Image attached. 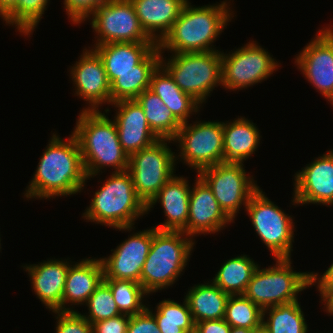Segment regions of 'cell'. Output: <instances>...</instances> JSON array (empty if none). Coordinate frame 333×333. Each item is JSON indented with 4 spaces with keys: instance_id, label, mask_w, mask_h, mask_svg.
I'll return each instance as SVG.
<instances>
[{
    "instance_id": "1",
    "label": "cell",
    "mask_w": 333,
    "mask_h": 333,
    "mask_svg": "<svg viewBox=\"0 0 333 333\" xmlns=\"http://www.w3.org/2000/svg\"><path fill=\"white\" fill-rule=\"evenodd\" d=\"M86 177L75 135L72 133L65 141L53 133L23 194L29 200L69 196L83 190Z\"/></svg>"
},
{
    "instance_id": "2",
    "label": "cell",
    "mask_w": 333,
    "mask_h": 333,
    "mask_svg": "<svg viewBox=\"0 0 333 333\" xmlns=\"http://www.w3.org/2000/svg\"><path fill=\"white\" fill-rule=\"evenodd\" d=\"M227 0L220 4L194 7L188 1L170 31L157 43L162 52L195 53L218 51L212 47L218 35L234 17ZM231 10V11H230Z\"/></svg>"
},
{
    "instance_id": "3",
    "label": "cell",
    "mask_w": 333,
    "mask_h": 333,
    "mask_svg": "<svg viewBox=\"0 0 333 333\" xmlns=\"http://www.w3.org/2000/svg\"><path fill=\"white\" fill-rule=\"evenodd\" d=\"M72 133L80 146L86 180L107 166L115 172L128 170L129 156L120 144L115 121L102 111L81 110Z\"/></svg>"
},
{
    "instance_id": "4",
    "label": "cell",
    "mask_w": 333,
    "mask_h": 333,
    "mask_svg": "<svg viewBox=\"0 0 333 333\" xmlns=\"http://www.w3.org/2000/svg\"><path fill=\"white\" fill-rule=\"evenodd\" d=\"M110 175L94 193L82 217L120 231H132L135 220L148 214L147 206L137 196L128 170Z\"/></svg>"
},
{
    "instance_id": "5",
    "label": "cell",
    "mask_w": 333,
    "mask_h": 333,
    "mask_svg": "<svg viewBox=\"0 0 333 333\" xmlns=\"http://www.w3.org/2000/svg\"><path fill=\"white\" fill-rule=\"evenodd\" d=\"M195 241L181 231L157 230L142 267L140 284L150 295L177 281L187 266Z\"/></svg>"
},
{
    "instance_id": "6",
    "label": "cell",
    "mask_w": 333,
    "mask_h": 333,
    "mask_svg": "<svg viewBox=\"0 0 333 333\" xmlns=\"http://www.w3.org/2000/svg\"><path fill=\"white\" fill-rule=\"evenodd\" d=\"M275 266L254 271L243 294L262 310L298 300L297 294L311 287V272H296L291 258H276Z\"/></svg>"
},
{
    "instance_id": "7",
    "label": "cell",
    "mask_w": 333,
    "mask_h": 333,
    "mask_svg": "<svg viewBox=\"0 0 333 333\" xmlns=\"http://www.w3.org/2000/svg\"><path fill=\"white\" fill-rule=\"evenodd\" d=\"M162 53L160 65L183 92L201 105L215 86L222 85L221 51L173 53L167 61Z\"/></svg>"
},
{
    "instance_id": "8",
    "label": "cell",
    "mask_w": 333,
    "mask_h": 333,
    "mask_svg": "<svg viewBox=\"0 0 333 333\" xmlns=\"http://www.w3.org/2000/svg\"><path fill=\"white\" fill-rule=\"evenodd\" d=\"M171 141L159 139L129 156L128 171L137 196L146 206L175 175L176 154L167 145Z\"/></svg>"
},
{
    "instance_id": "9",
    "label": "cell",
    "mask_w": 333,
    "mask_h": 333,
    "mask_svg": "<svg viewBox=\"0 0 333 333\" xmlns=\"http://www.w3.org/2000/svg\"><path fill=\"white\" fill-rule=\"evenodd\" d=\"M259 188L249 199L245 211L257 233L276 258H291L294 242L293 218L268 199Z\"/></svg>"
},
{
    "instance_id": "10",
    "label": "cell",
    "mask_w": 333,
    "mask_h": 333,
    "mask_svg": "<svg viewBox=\"0 0 333 333\" xmlns=\"http://www.w3.org/2000/svg\"><path fill=\"white\" fill-rule=\"evenodd\" d=\"M179 146L181 161L197 173L224 162L223 122L184 123L173 139ZM184 160V161H183Z\"/></svg>"
},
{
    "instance_id": "11",
    "label": "cell",
    "mask_w": 333,
    "mask_h": 333,
    "mask_svg": "<svg viewBox=\"0 0 333 333\" xmlns=\"http://www.w3.org/2000/svg\"><path fill=\"white\" fill-rule=\"evenodd\" d=\"M243 166V163L222 162L198 173L211 188L220 208L233 222L242 205L246 207L251 196L260 188Z\"/></svg>"
},
{
    "instance_id": "12",
    "label": "cell",
    "mask_w": 333,
    "mask_h": 333,
    "mask_svg": "<svg viewBox=\"0 0 333 333\" xmlns=\"http://www.w3.org/2000/svg\"><path fill=\"white\" fill-rule=\"evenodd\" d=\"M230 53L221 52L222 86L226 90H243L261 83L279 67L272 55L256 41H250Z\"/></svg>"
},
{
    "instance_id": "13",
    "label": "cell",
    "mask_w": 333,
    "mask_h": 333,
    "mask_svg": "<svg viewBox=\"0 0 333 333\" xmlns=\"http://www.w3.org/2000/svg\"><path fill=\"white\" fill-rule=\"evenodd\" d=\"M88 18L97 34L96 44L155 43L143 30L131 0H105Z\"/></svg>"
},
{
    "instance_id": "14",
    "label": "cell",
    "mask_w": 333,
    "mask_h": 333,
    "mask_svg": "<svg viewBox=\"0 0 333 333\" xmlns=\"http://www.w3.org/2000/svg\"><path fill=\"white\" fill-rule=\"evenodd\" d=\"M93 49L103 60L110 84L121 73L154 72L160 65L156 43L113 42L94 45Z\"/></svg>"
},
{
    "instance_id": "15",
    "label": "cell",
    "mask_w": 333,
    "mask_h": 333,
    "mask_svg": "<svg viewBox=\"0 0 333 333\" xmlns=\"http://www.w3.org/2000/svg\"><path fill=\"white\" fill-rule=\"evenodd\" d=\"M322 29L297 54L295 63L308 82L327 99L333 92V28Z\"/></svg>"
},
{
    "instance_id": "16",
    "label": "cell",
    "mask_w": 333,
    "mask_h": 333,
    "mask_svg": "<svg viewBox=\"0 0 333 333\" xmlns=\"http://www.w3.org/2000/svg\"><path fill=\"white\" fill-rule=\"evenodd\" d=\"M84 50L80 60L69 71L75 86L74 94L89 103L83 110L96 111L99 110V105L111 104L110 82L98 53L90 47L89 50Z\"/></svg>"
},
{
    "instance_id": "17",
    "label": "cell",
    "mask_w": 333,
    "mask_h": 333,
    "mask_svg": "<svg viewBox=\"0 0 333 333\" xmlns=\"http://www.w3.org/2000/svg\"><path fill=\"white\" fill-rule=\"evenodd\" d=\"M153 240V227L138 231L120 245L110 256L100 258L103 279L131 280L140 283L142 267Z\"/></svg>"
},
{
    "instance_id": "18",
    "label": "cell",
    "mask_w": 333,
    "mask_h": 333,
    "mask_svg": "<svg viewBox=\"0 0 333 333\" xmlns=\"http://www.w3.org/2000/svg\"><path fill=\"white\" fill-rule=\"evenodd\" d=\"M292 205H333V149L307 164L294 176Z\"/></svg>"
},
{
    "instance_id": "19",
    "label": "cell",
    "mask_w": 333,
    "mask_h": 333,
    "mask_svg": "<svg viewBox=\"0 0 333 333\" xmlns=\"http://www.w3.org/2000/svg\"><path fill=\"white\" fill-rule=\"evenodd\" d=\"M195 186L190 191L187 235L194 239L197 234L221 231L233 221L220 208L211 188L197 174ZM230 222V223H229Z\"/></svg>"
},
{
    "instance_id": "20",
    "label": "cell",
    "mask_w": 333,
    "mask_h": 333,
    "mask_svg": "<svg viewBox=\"0 0 333 333\" xmlns=\"http://www.w3.org/2000/svg\"><path fill=\"white\" fill-rule=\"evenodd\" d=\"M111 105L119 108L114 121L120 144L128 156L159 140L150 129L144 111L135 99L120 100Z\"/></svg>"
},
{
    "instance_id": "21",
    "label": "cell",
    "mask_w": 333,
    "mask_h": 333,
    "mask_svg": "<svg viewBox=\"0 0 333 333\" xmlns=\"http://www.w3.org/2000/svg\"><path fill=\"white\" fill-rule=\"evenodd\" d=\"M70 262L50 259L39 264L24 265L37 298L50 311H63V292Z\"/></svg>"
},
{
    "instance_id": "22",
    "label": "cell",
    "mask_w": 333,
    "mask_h": 333,
    "mask_svg": "<svg viewBox=\"0 0 333 333\" xmlns=\"http://www.w3.org/2000/svg\"><path fill=\"white\" fill-rule=\"evenodd\" d=\"M191 188L187 178L173 176L147 205V212L161 203L165 222L154 226L157 230L181 231L187 235L188 208Z\"/></svg>"
},
{
    "instance_id": "23",
    "label": "cell",
    "mask_w": 333,
    "mask_h": 333,
    "mask_svg": "<svg viewBox=\"0 0 333 333\" xmlns=\"http://www.w3.org/2000/svg\"><path fill=\"white\" fill-rule=\"evenodd\" d=\"M131 2L141 27L157 44L170 31L188 0H131Z\"/></svg>"
},
{
    "instance_id": "24",
    "label": "cell",
    "mask_w": 333,
    "mask_h": 333,
    "mask_svg": "<svg viewBox=\"0 0 333 333\" xmlns=\"http://www.w3.org/2000/svg\"><path fill=\"white\" fill-rule=\"evenodd\" d=\"M70 262L63 292V311H76L72 310L74 307L65 308L68 303L85 304L104 277L100 258H86L75 264Z\"/></svg>"
},
{
    "instance_id": "25",
    "label": "cell",
    "mask_w": 333,
    "mask_h": 333,
    "mask_svg": "<svg viewBox=\"0 0 333 333\" xmlns=\"http://www.w3.org/2000/svg\"><path fill=\"white\" fill-rule=\"evenodd\" d=\"M256 124L245 117L223 122L224 162L244 163L260 145Z\"/></svg>"
},
{
    "instance_id": "26",
    "label": "cell",
    "mask_w": 333,
    "mask_h": 333,
    "mask_svg": "<svg viewBox=\"0 0 333 333\" xmlns=\"http://www.w3.org/2000/svg\"><path fill=\"white\" fill-rule=\"evenodd\" d=\"M149 89L161 98L181 124L189 122L188 118L200 111V103L183 92L161 65L152 73Z\"/></svg>"
},
{
    "instance_id": "27",
    "label": "cell",
    "mask_w": 333,
    "mask_h": 333,
    "mask_svg": "<svg viewBox=\"0 0 333 333\" xmlns=\"http://www.w3.org/2000/svg\"><path fill=\"white\" fill-rule=\"evenodd\" d=\"M188 290L185 299L195 323L225 317L226 303L230 295L212 281L194 285Z\"/></svg>"
},
{
    "instance_id": "28",
    "label": "cell",
    "mask_w": 333,
    "mask_h": 333,
    "mask_svg": "<svg viewBox=\"0 0 333 333\" xmlns=\"http://www.w3.org/2000/svg\"><path fill=\"white\" fill-rule=\"evenodd\" d=\"M135 100L142 107L152 132L159 139L173 140L182 124L174 117L161 98L148 88Z\"/></svg>"
},
{
    "instance_id": "29",
    "label": "cell",
    "mask_w": 333,
    "mask_h": 333,
    "mask_svg": "<svg viewBox=\"0 0 333 333\" xmlns=\"http://www.w3.org/2000/svg\"><path fill=\"white\" fill-rule=\"evenodd\" d=\"M259 265L247 255L227 260L211 280L229 295H243Z\"/></svg>"
},
{
    "instance_id": "30",
    "label": "cell",
    "mask_w": 333,
    "mask_h": 333,
    "mask_svg": "<svg viewBox=\"0 0 333 333\" xmlns=\"http://www.w3.org/2000/svg\"><path fill=\"white\" fill-rule=\"evenodd\" d=\"M148 306L147 309L154 315L161 333L195 332V322L185 298L182 304L174 300L164 299L157 304L154 313L153 309L151 310Z\"/></svg>"
},
{
    "instance_id": "31",
    "label": "cell",
    "mask_w": 333,
    "mask_h": 333,
    "mask_svg": "<svg viewBox=\"0 0 333 333\" xmlns=\"http://www.w3.org/2000/svg\"><path fill=\"white\" fill-rule=\"evenodd\" d=\"M266 314L268 315L267 319H265ZM262 320V324L268 329L269 333L308 332L304 313L298 300L263 309Z\"/></svg>"
},
{
    "instance_id": "32",
    "label": "cell",
    "mask_w": 333,
    "mask_h": 333,
    "mask_svg": "<svg viewBox=\"0 0 333 333\" xmlns=\"http://www.w3.org/2000/svg\"><path fill=\"white\" fill-rule=\"evenodd\" d=\"M103 282L110 288L114 301L122 314L131 316L139 314L147 308L143 303V298L149 294L140 283L118 279H103Z\"/></svg>"
},
{
    "instance_id": "33",
    "label": "cell",
    "mask_w": 333,
    "mask_h": 333,
    "mask_svg": "<svg viewBox=\"0 0 333 333\" xmlns=\"http://www.w3.org/2000/svg\"><path fill=\"white\" fill-rule=\"evenodd\" d=\"M263 310L244 295H230L226 303L224 320L231 327L253 330L262 324Z\"/></svg>"
},
{
    "instance_id": "34",
    "label": "cell",
    "mask_w": 333,
    "mask_h": 333,
    "mask_svg": "<svg viewBox=\"0 0 333 333\" xmlns=\"http://www.w3.org/2000/svg\"><path fill=\"white\" fill-rule=\"evenodd\" d=\"M50 0H18L16 6L3 18L7 25H14L20 34H32Z\"/></svg>"
},
{
    "instance_id": "35",
    "label": "cell",
    "mask_w": 333,
    "mask_h": 333,
    "mask_svg": "<svg viewBox=\"0 0 333 333\" xmlns=\"http://www.w3.org/2000/svg\"><path fill=\"white\" fill-rule=\"evenodd\" d=\"M153 72L121 73L110 84L111 104L120 100L136 99L150 86Z\"/></svg>"
},
{
    "instance_id": "36",
    "label": "cell",
    "mask_w": 333,
    "mask_h": 333,
    "mask_svg": "<svg viewBox=\"0 0 333 333\" xmlns=\"http://www.w3.org/2000/svg\"><path fill=\"white\" fill-rule=\"evenodd\" d=\"M84 305H87L89 314L81 315L91 324L122 314L114 301L110 288L104 282L95 289Z\"/></svg>"
},
{
    "instance_id": "37",
    "label": "cell",
    "mask_w": 333,
    "mask_h": 333,
    "mask_svg": "<svg viewBox=\"0 0 333 333\" xmlns=\"http://www.w3.org/2000/svg\"><path fill=\"white\" fill-rule=\"evenodd\" d=\"M56 314V333H92V324L77 311H52Z\"/></svg>"
},
{
    "instance_id": "38",
    "label": "cell",
    "mask_w": 333,
    "mask_h": 333,
    "mask_svg": "<svg viewBox=\"0 0 333 333\" xmlns=\"http://www.w3.org/2000/svg\"><path fill=\"white\" fill-rule=\"evenodd\" d=\"M105 0H64L67 16L72 24H80L100 6Z\"/></svg>"
},
{
    "instance_id": "39",
    "label": "cell",
    "mask_w": 333,
    "mask_h": 333,
    "mask_svg": "<svg viewBox=\"0 0 333 333\" xmlns=\"http://www.w3.org/2000/svg\"><path fill=\"white\" fill-rule=\"evenodd\" d=\"M127 333H161L158 329L155 317L147 308L130 316Z\"/></svg>"
},
{
    "instance_id": "40",
    "label": "cell",
    "mask_w": 333,
    "mask_h": 333,
    "mask_svg": "<svg viewBox=\"0 0 333 333\" xmlns=\"http://www.w3.org/2000/svg\"><path fill=\"white\" fill-rule=\"evenodd\" d=\"M130 315L120 314L92 324V333H127Z\"/></svg>"
},
{
    "instance_id": "41",
    "label": "cell",
    "mask_w": 333,
    "mask_h": 333,
    "mask_svg": "<svg viewBox=\"0 0 333 333\" xmlns=\"http://www.w3.org/2000/svg\"><path fill=\"white\" fill-rule=\"evenodd\" d=\"M319 276L318 273L311 272V286L318 284L316 287L320 293L322 302L333 291V263L323 275Z\"/></svg>"
},
{
    "instance_id": "42",
    "label": "cell",
    "mask_w": 333,
    "mask_h": 333,
    "mask_svg": "<svg viewBox=\"0 0 333 333\" xmlns=\"http://www.w3.org/2000/svg\"><path fill=\"white\" fill-rule=\"evenodd\" d=\"M231 326L223 319L195 323L194 333H230Z\"/></svg>"
},
{
    "instance_id": "43",
    "label": "cell",
    "mask_w": 333,
    "mask_h": 333,
    "mask_svg": "<svg viewBox=\"0 0 333 333\" xmlns=\"http://www.w3.org/2000/svg\"><path fill=\"white\" fill-rule=\"evenodd\" d=\"M18 0H0V17L3 19L17 4Z\"/></svg>"
},
{
    "instance_id": "44",
    "label": "cell",
    "mask_w": 333,
    "mask_h": 333,
    "mask_svg": "<svg viewBox=\"0 0 333 333\" xmlns=\"http://www.w3.org/2000/svg\"><path fill=\"white\" fill-rule=\"evenodd\" d=\"M324 308L329 315L333 316V291L323 300Z\"/></svg>"
},
{
    "instance_id": "45",
    "label": "cell",
    "mask_w": 333,
    "mask_h": 333,
    "mask_svg": "<svg viewBox=\"0 0 333 333\" xmlns=\"http://www.w3.org/2000/svg\"><path fill=\"white\" fill-rule=\"evenodd\" d=\"M253 330L243 327H231L230 333H252Z\"/></svg>"
},
{
    "instance_id": "46",
    "label": "cell",
    "mask_w": 333,
    "mask_h": 333,
    "mask_svg": "<svg viewBox=\"0 0 333 333\" xmlns=\"http://www.w3.org/2000/svg\"><path fill=\"white\" fill-rule=\"evenodd\" d=\"M252 333H269V331L263 324H261L259 327L254 328Z\"/></svg>"
},
{
    "instance_id": "47",
    "label": "cell",
    "mask_w": 333,
    "mask_h": 333,
    "mask_svg": "<svg viewBox=\"0 0 333 333\" xmlns=\"http://www.w3.org/2000/svg\"><path fill=\"white\" fill-rule=\"evenodd\" d=\"M326 100H328L333 105V92L328 96Z\"/></svg>"
}]
</instances>
